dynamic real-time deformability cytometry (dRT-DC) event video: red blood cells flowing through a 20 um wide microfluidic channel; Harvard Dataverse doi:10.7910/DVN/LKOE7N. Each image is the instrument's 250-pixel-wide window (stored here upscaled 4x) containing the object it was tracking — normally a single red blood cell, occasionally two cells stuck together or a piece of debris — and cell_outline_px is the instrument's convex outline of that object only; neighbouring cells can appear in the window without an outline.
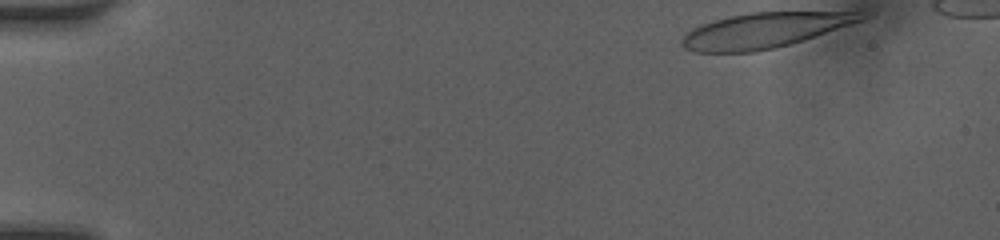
{"species": "human", "species_latin": "Homo sapiens", "temperature_condition": "room temperature", "stored_images_in_passage": 41, "camera_frame_rate_fps": 3000, "um_per_image_px": 0.085, "donor": {"sex": "female"}, "frame": {"image": 1, "passage_image": 1, "time_ms": 0.0, "image_size_px": [1000, 240], "cell_outline_px": [[868, 16], [864, 20], [804, 40], [776, 48], [756, 52], [692, 52], [684, 48], [680, 44], [680, 40], [692, 28], [728, 16], [748, 12], [860, 12]], "centroid_in_image_um": [64.95, 2.59], "position_along_channel_um": 20.1, "area_um2": 36.7}}
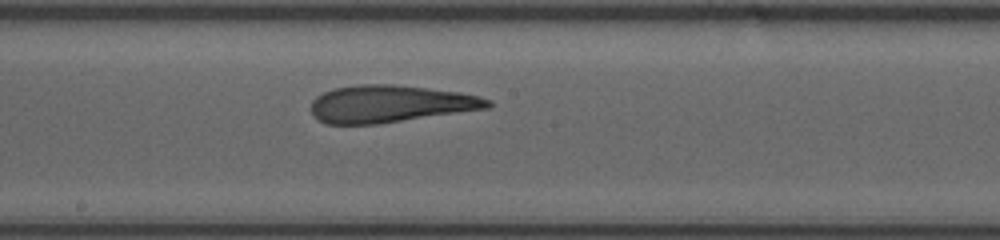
{"frame": {"image": 2, "passage_image": 24, "time_ms": 7.667, "image_size_px": [1000, 240], "cell_outline_px": [[492, 104], [488, 108], [376, 124], [324, 124], [312, 116], [312, 100], [316, 96], [324, 92], [336, 88], [360, 84], [392, 84], [460, 92], [480, 96], [492, 100]], "centroid_in_image_um": [33.14, 8.83], "position_along_channel_um": 215.1, "area_um2": 38.21}}
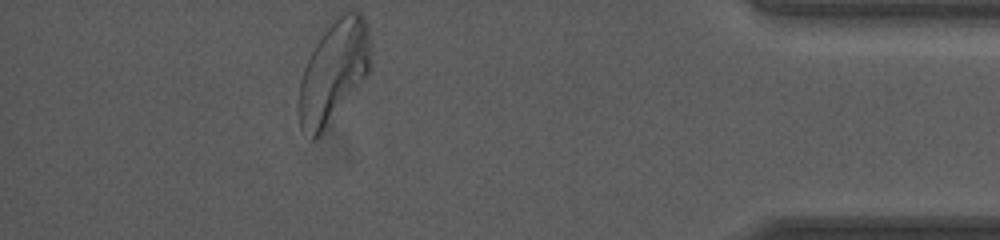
{"frame": {"image": 3, "passage_image": 41, "time_ms": 13.333, "image_size_px": [1000, 240], "cell_outline_px": [[372, 68], [324, 132], [316, 140], [312, 140], [300, 128], [296, 104], [300, 80], [304, 68], [316, 44], [324, 32], [336, 16], [344, 12], [360, 12], [364, 16], [368, 24], [372, 44]], "centroid_in_image_um": [28.37, 6.13], "position_along_channel_um": 406.8, "area_um2": 43.47}, "authors_computed_cell_mechanics": {"area_um2": 39.015, "velocity_mm_per_s": 4.1054, "shape_relaxation_time_tau1_ms": 7.7087, "shape_relaxation_time_tau2_ms": 2.3701, "deformation_change_tau1": 0.2642, "deformation_change_tau2": 0.0936}}